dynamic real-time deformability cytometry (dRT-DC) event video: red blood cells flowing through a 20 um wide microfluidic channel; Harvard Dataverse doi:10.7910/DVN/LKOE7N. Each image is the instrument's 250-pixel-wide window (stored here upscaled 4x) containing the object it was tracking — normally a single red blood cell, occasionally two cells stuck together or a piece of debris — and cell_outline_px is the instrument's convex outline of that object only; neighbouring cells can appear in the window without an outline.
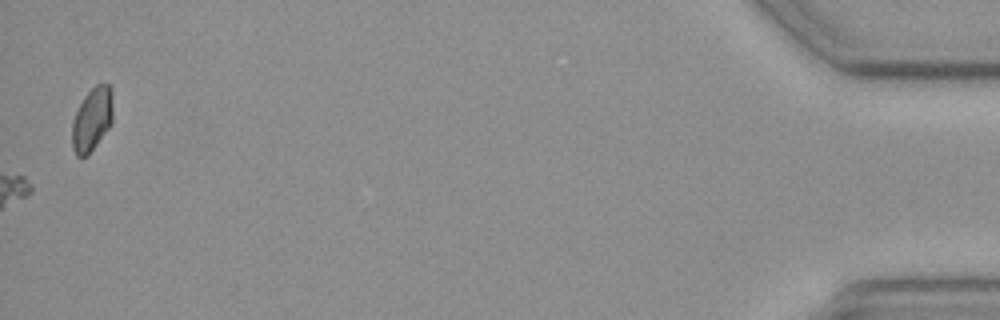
{"species": "common noctule bat (a hibernating species)", "species_latin": "Nyctalus noctula", "temperature_condition": "cold", "stored_images_in_passage": 47, "camera_frame_rate_fps": 3000, "um_per_image_px": 0.085, "animal": {"sex": "female", "body_mass_g": 19.3, "forearm_length_mm": 54.1}, "frame": {"image": 1, "passage_image": 47, "time_ms": 15.333, "image_size_px": [1000, 320], "cell_outline_px": [[112, 124], [88, 156], [76, 156], [72, 148], [72, 120], [84, 96], [96, 84], [112, 84]], "centroid_in_image_um": [7.83, 10.15], "position_along_channel_um": 427.4, "area_um2": 15.32}}